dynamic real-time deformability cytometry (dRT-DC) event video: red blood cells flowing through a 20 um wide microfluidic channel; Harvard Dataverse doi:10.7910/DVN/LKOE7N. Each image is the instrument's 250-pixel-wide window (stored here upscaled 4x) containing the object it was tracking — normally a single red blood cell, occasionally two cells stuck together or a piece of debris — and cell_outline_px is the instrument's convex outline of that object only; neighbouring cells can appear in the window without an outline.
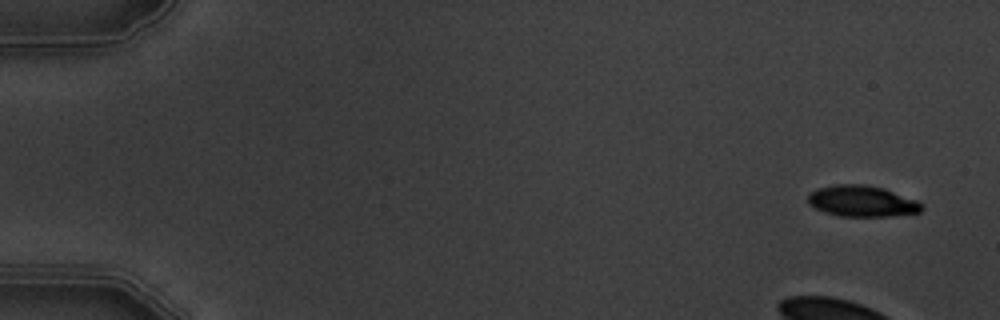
{"species": "common noctule bat (a hibernating species)", "species_latin": "Nyctalus noctula", "temperature_condition": "warm", "stored_images_in_passage": 9, "camera_frame_rate_fps": 3000, "um_per_image_px": 0.085, "animal": {"sex": "male", "body_mass_g": 19.5, "forearm_length_mm": 54.6}, "frame": {"image": 1, "passage_image": 1, "time_ms": 0.0, "image_size_px": [1000, 320], "cell_outline_px": [[924, 208], [920, 212], [888, 216], [840, 216], [816, 208], [808, 204], [808, 196], [816, 188], [836, 184], [864, 184], [884, 188], [916, 200], [924, 204]], "centroid_in_image_um": [73.29, 17.09], "position_along_channel_um": 11.7, "area_um2": 20.52}}